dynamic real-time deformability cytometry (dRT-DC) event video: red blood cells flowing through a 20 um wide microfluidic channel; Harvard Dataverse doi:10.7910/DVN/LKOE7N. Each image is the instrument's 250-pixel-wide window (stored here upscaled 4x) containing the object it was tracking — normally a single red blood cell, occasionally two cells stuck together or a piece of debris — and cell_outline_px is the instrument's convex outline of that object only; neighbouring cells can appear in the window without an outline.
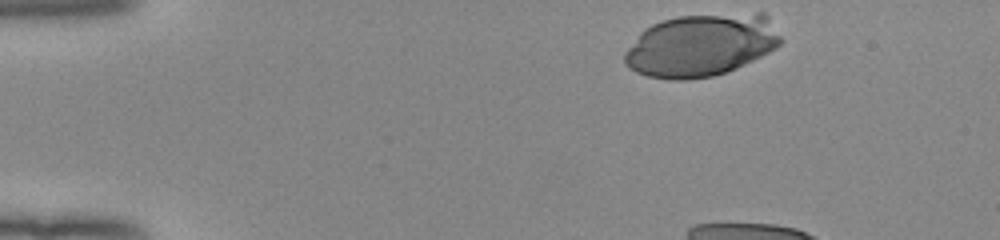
{"species": "human", "species_latin": "Homo sapiens", "temperature_condition": "room temperature", "stored_images_in_passage": 9, "camera_frame_rate_fps": 3000, "um_per_image_px": 0.085, "donor": {"sex": "female"}, "frame": {"image": 1, "passage_image": 1, "time_ms": 0.0, "image_size_px": [1000, 240], "cell_outline_px": [[780, 44], [776, 48], [736, 68], [712, 76], [688, 80], [672, 80], [648, 76], [636, 72], [628, 68], [624, 64], [624, 52], [640, 32], [644, 28], [652, 24], [664, 20], [680, 16], [756, 12], [764, 12], [768, 16], [780, 36]], "centroid_in_image_um": [59.57, 3.83], "position_along_channel_um": 25.4, "area_um2": 56.99}}